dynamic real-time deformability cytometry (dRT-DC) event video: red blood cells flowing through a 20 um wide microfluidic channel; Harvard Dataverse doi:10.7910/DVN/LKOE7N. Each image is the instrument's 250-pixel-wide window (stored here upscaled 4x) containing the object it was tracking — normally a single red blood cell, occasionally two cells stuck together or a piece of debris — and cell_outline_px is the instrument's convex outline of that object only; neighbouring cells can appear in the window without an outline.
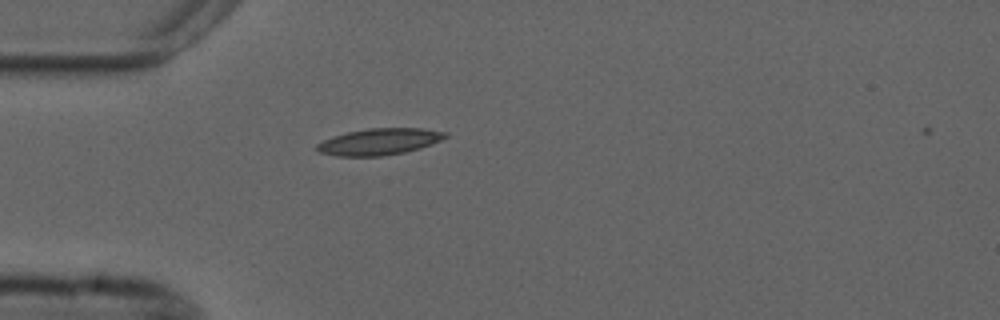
{"species": "common noctule bat (a hibernating species)", "species_latin": "Nyctalus noctula", "temperature_condition": "cold", "stored_images_in_passage": 41, "camera_frame_rate_fps": 3000, "um_per_image_px": 0.085, "animal": {"sex": "male", "forearm_length_mm": 52.5}, "frame": {"image": 1, "passage_image": 2, "time_ms": 0.333, "image_size_px": [1000, 320], "cell_outline_px": [[448, 136], [432, 144], [420, 148], [404, 152], [380, 156], [336, 156], [320, 152], [316, 148], [316, 144], [332, 136], [348, 132], [368, 128], [424, 128], [448, 132]], "centroid_in_image_um": [32.26, 12.03], "position_along_channel_um": 52.7, "area_um2": 19.83}}
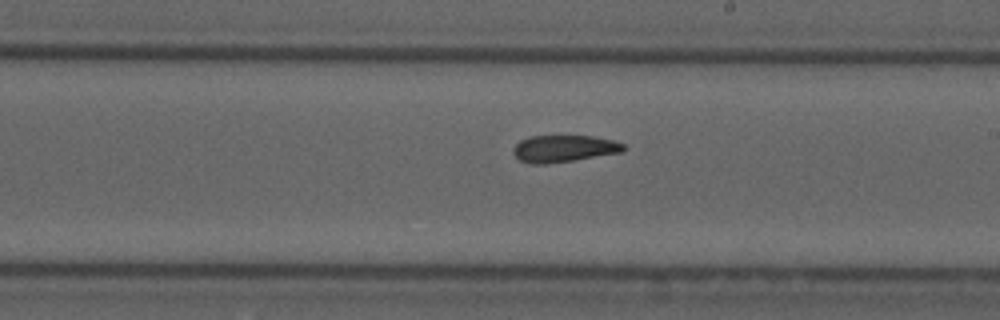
{"frame": {"image": 2, "passage_image": 18, "time_ms": 5.667, "image_size_px": [1000, 320], "cell_outline_px": [[628, 148], [624, 152], [572, 160], [544, 164], [532, 164], [520, 160], [512, 152], [512, 148], [520, 140], [528, 136], [592, 136], [612, 140], [624, 144]], "centroid_in_image_um": [47.94, 12.62], "position_along_channel_um": 241.1, "area_um2": 17.34}}
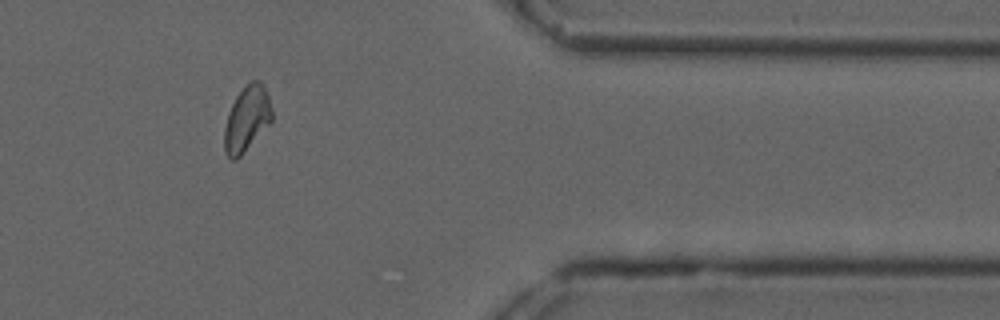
{"frame": {"image": 3, "passage_image": 32, "time_ms": 10.333, "image_size_px": [1000, 320], "cell_outline_px": [[272, 120], [240, 156], [236, 160], [232, 160], [224, 152], [224, 128], [228, 112], [236, 96], [252, 80], [260, 80], [264, 84], [268, 96], [272, 112]], "centroid_in_image_um": [20.96, 10.1], "position_along_channel_um": 390.4, "area_um2": 17.86}, "authors_computed_cell_mechanics": {"area_um2": 17.9758, "velocity_mm_per_s": 3.6894, "shape_relaxation_time_tau1_ms": null, "shape_relaxation_time_tau2_ms": 5.7826, "deformation_change_tau1": null, "deformation_change_tau2": 0.1348}}